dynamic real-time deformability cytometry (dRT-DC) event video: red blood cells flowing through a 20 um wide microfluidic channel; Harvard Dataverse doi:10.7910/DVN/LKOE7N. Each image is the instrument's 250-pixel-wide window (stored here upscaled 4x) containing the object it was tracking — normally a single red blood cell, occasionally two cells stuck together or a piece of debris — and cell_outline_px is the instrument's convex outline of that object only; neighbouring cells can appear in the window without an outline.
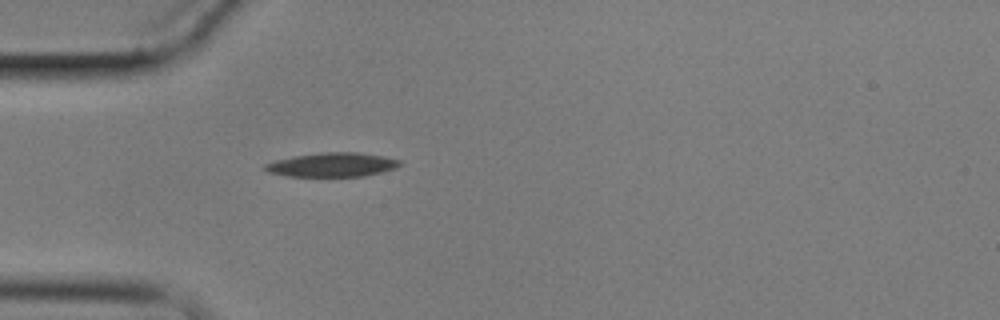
{"species": "common noctule bat (a hibernating species)", "species_latin": "Nyctalus noctula", "temperature_condition": "cold", "stored_images_in_passage": 1, "camera_frame_rate_fps": 3000, "um_per_image_px": 0.085, "animal": {"sex": "male", "body_mass_g": 17.9}, "frame": {"image": 1, "passage_image": 1, "time_ms": 0.0, "image_size_px": [1000, 320], "cell_outline_px": [[400, 164], [396, 168], [364, 176], [288, 176], [268, 172], [264, 168], [264, 164], [276, 160], [292, 156], [324, 152], [356, 152], [384, 156], [400, 160]], "centroid_in_image_um": [28.23, 14.0], "position_along_channel_um": 56.8, "area_um2": 18.79}}